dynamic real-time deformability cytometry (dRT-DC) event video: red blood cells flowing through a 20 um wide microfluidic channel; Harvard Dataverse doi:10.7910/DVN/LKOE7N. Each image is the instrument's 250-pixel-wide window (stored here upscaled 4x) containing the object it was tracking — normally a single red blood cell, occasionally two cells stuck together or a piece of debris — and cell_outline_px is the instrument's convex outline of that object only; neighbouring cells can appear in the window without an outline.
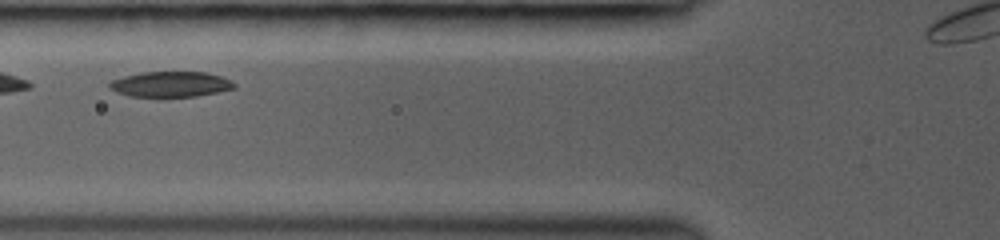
{"species": "common noctule bat (a hibernating species)", "species_latin": "Nyctalus noctula", "temperature_condition": "room temperature", "stored_images_in_passage": 3, "camera_frame_rate_fps": 3000, "um_per_image_px": 0.085, "animal": {"sex": "female", "body_mass_g": 19.0, "forearm_length_mm": 53.3}, "frame": {"image": 1, "passage_image": 2, "time_ms": 1.333, "image_size_px": [1000, 240], "cell_outline_px": [[236, 88], [196, 96], [156, 100], [128, 96], [116, 92], [108, 88], [108, 84], [112, 80], [124, 76], [144, 72], [208, 72], [232, 80], [236, 84]], "centroid_in_image_um": [14.46, 7.21], "position_along_channel_um": 111.3, "area_um2": 19.42}}
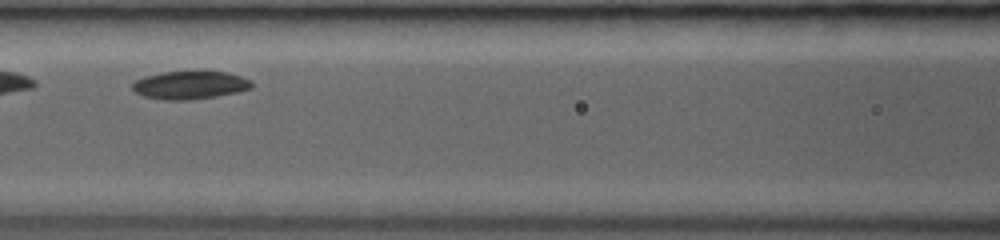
{"frame": {"image": 2, "passage_image": 3, "time_ms": 2.333, "image_size_px": [1000, 240], "cell_outline_px": [[252, 88], [236, 92], [216, 96], [188, 100], [164, 100], [144, 96], [136, 92], [132, 88], [132, 84], [136, 80], [144, 76], [160, 72], [228, 72], [252, 80]], "centroid_in_image_um": [16.14, 7.23], "position_along_channel_um": 150.5, "area_um2": 19.36}}